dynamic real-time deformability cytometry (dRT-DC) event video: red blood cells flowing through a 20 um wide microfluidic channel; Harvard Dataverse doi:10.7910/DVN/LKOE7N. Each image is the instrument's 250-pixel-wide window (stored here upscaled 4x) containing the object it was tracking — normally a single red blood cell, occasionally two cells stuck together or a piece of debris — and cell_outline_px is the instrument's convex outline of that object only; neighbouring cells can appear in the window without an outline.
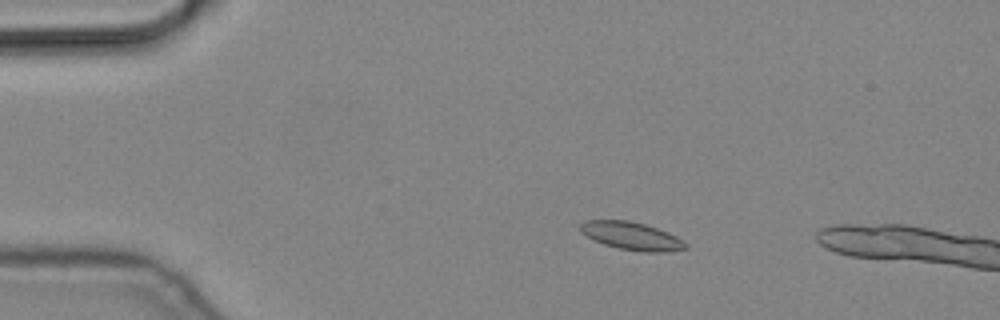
{"species": "common noctule bat (a hibernating species)", "species_latin": "Nyctalus noctula", "temperature_condition": "cold", "stored_images_in_passage": 2, "camera_frame_rate_fps": 3000, "um_per_image_px": 0.085, "animal": {"sex": "male", "body_mass_g": 19.2, "forearm_length_mm": 51.8}, "frame": {"image": 1, "passage_image": 1, "time_ms": 0.0, "image_size_px": [1000, 320], "cell_outline_px": [[688, 248], [664, 252], [644, 252], [620, 248], [604, 244], [580, 232], [580, 224], [584, 220], [628, 220], [644, 224], [668, 232], [684, 240], [688, 244]], "centroid_in_image_um": [53.71, 20.05], "position_along_channel_um": 31.3, "area_um2": 16.99}}